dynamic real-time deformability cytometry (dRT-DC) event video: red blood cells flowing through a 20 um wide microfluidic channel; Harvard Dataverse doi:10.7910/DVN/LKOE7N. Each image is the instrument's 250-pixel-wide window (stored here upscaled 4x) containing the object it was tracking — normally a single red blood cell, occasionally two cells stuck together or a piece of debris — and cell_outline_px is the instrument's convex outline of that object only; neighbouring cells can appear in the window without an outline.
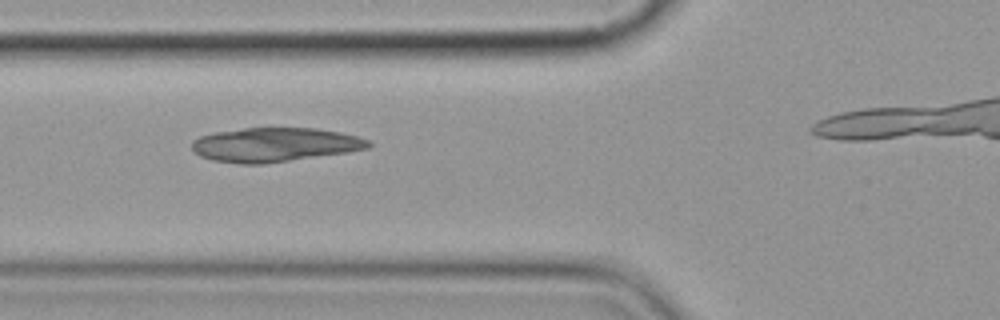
{"species": "common noctule bat (a hibernating species)", "species_latin": "Nyctalus noctula", "temperature_condition": "cold", "stored_images_in_passage": 9, "camera_frame_rate_fps": 3000, "um_per_image_px": 0.085, "animal": {"sex": "female", "body_mass_g": 19.9}, "frame": {"image": 1, "passage_image": 4, "time_ms": 3.667, "image_size_px": [1000, 320], "cell_outline_px": [[372, 144], [368, 148], [348, 152], [260, 164], [240, 164], [212, 160], [200, 156], [192, 148], [192, 140], [200, 136], [216, 132], [244, 128], [316, 128], [340, 132], [372, 140]], "centroid_in_image_um": [23.36, 12.3], "position_along_channel_um": 102.4, "area_um2": 34.97}}
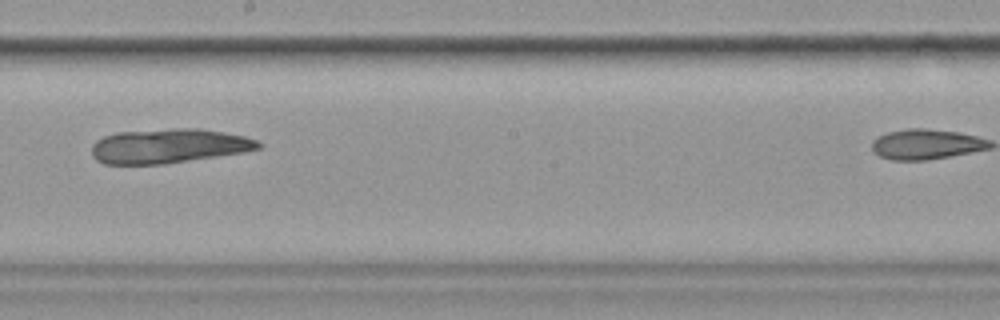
{"frame": {"image": 2, "passage_image": 7, "time_ms": 7.333, "image_size_px": [1000, 320], "cell_outline_px": [[264, 144], [260, 148], [244, 152], [164, 164], [104, 164], [96, 160], [92, 156], [92, 144], [96, 140], [104, 136], [116, 132], [172, 128], [200, 128], [224, 132], [244, 136], [256, 140]], "centroid_in_image_um": [14.32, 12.4], "position_along_channel_um": 233.9, "area_um2": 33.64}}
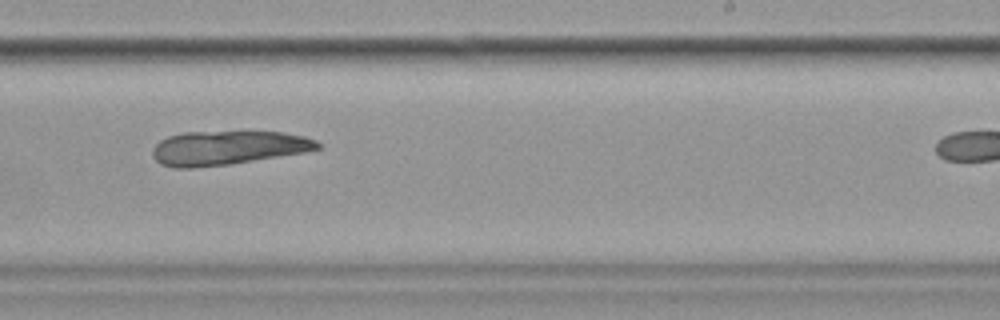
{"frame": {"image": 3, "passage_image": 8, "time_ms": 8.333, "image_size_px": [1000, 320], "cell_outline_px": [[320, 148], [304, 152], [228, 164], [192, 168], [172, 168], [160, 164], [152, 156], [152, 148], [160, 140], [168, 136], [184, 132], [284, 132], [304, 136], [316, 140], [320, 144]], "centroid_in_image_um": [19.3, 12.56], "position_along_channel_um": 269.7, "area_um2": 32.6}}